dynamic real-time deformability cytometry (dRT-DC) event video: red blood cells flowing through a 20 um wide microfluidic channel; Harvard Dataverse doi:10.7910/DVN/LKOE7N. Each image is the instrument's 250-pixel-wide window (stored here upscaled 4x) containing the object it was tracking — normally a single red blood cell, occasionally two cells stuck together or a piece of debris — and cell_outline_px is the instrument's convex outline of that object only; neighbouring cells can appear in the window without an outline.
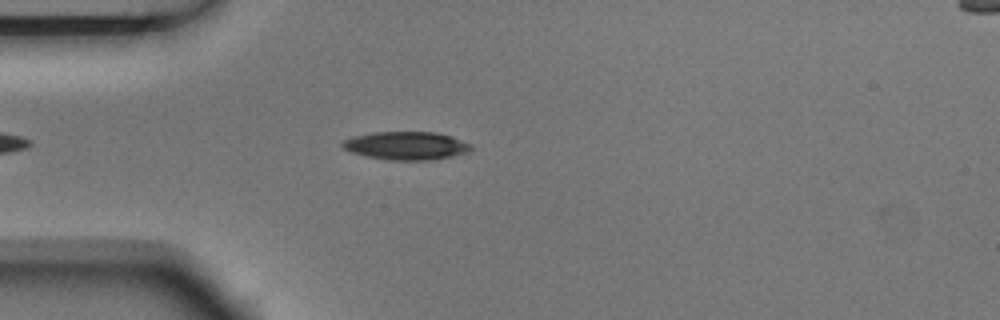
{"species": "Egyptian fruit bat (a non-hibernating species)", "species_latin": "Rousettus aegyptiacus", "temperature_condition": "room temperature", "stored_images_in_passage": 1, "camera_frame_rate_fps": 3000, "um_per_image_px": 0.085, "animal": {"sex": "male"}, "frame": {"image": 1, "passage_image": 1, "time_ms": 0.0, "image_size_px": [1000, 320], "cell_outline_px": [[472, 148], [468, 152], [452, 156], [432, 160], [388, 160], [368, 156], [352, 152], [344, 148], [340, 144], [344, 140], [352, 136], [372, 132], [436, 132], [452, 136], [472, 144]], "centroid_in_image_um": [34.55, 12.37], "position_along_channel_um": 50.5, "area_um2": 21.15}}